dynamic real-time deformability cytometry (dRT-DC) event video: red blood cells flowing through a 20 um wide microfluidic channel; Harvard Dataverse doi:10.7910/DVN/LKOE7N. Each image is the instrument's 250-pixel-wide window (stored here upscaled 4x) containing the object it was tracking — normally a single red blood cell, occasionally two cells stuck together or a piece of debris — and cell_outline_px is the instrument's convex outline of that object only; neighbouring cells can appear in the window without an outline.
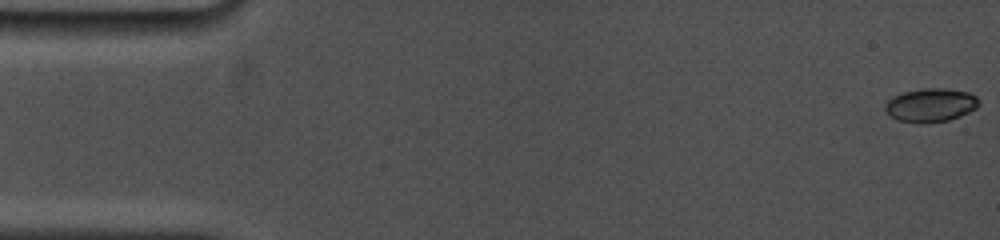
{"species": "common noctule bat (a hibernating species)", "species_latin": "Nyctalus noctula", "temperature_condition": "cold", "stored_images_in_passage": 11, "camera_frame_rate_fps": 5000, "um_per_image_px": 0.085, "animal": {"sex": "female", "body_mass_g": 19.0, "forearm_length_mm": 53.3}, "frame": {"image": 1, "passage_image": 1, "time_ms": 0.0, "image_size_px": [1000, 240], "cell_outline_px": [[980, 104], [976, 108], [960, 116], [948, 120], [896, 120], [888, 116], [884, 108], [884, 104], [892, 96], [904, 92], [924, 88], [944, 88], [968, 92], [976, 96], [980, 100]], "centroid_in_image_um": [79.11, 8.88], "position_along_channel_um": 5.9, "area_um2": 17.86}}
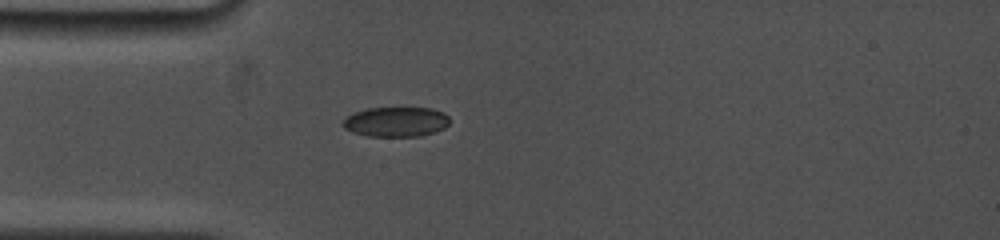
{"frame": {"image": 2, "passage_image": 7, "time_ms": 4.6, "image_size_px": [1000, 240], "cell_outline_px": [[448, 124], [444, 128], [420, 136], [368, 136], [352, 132], [344, 128], [340, 124], [352, 112], [368, 108], [432, 108], [444, 112], [448, 116]], "centroid_in_image_um": [33.63, 10.35], "position_along_channel_um": 51.4, "area_um2": 18.55}}
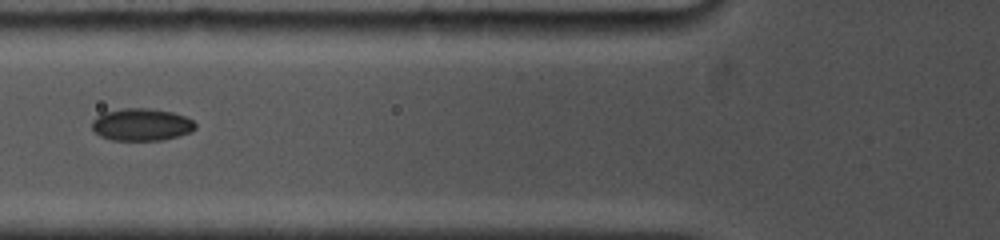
{"frame": {"image": 3, "passage_image": 10, "time_ms": 6.4, "image_size_px": [1000, 240], "cell_outline_px": [[196, 128], [192, 132], [164, 140], [112, 140], [100, 136], [92, 128], [92, 120], [96, 116], [104, 112], [124, 108], [148, 108], [172, 112], [184, 116], [192, 120], [196, 124]], "centroid_in_image_um": [12.03, 10.59], "position_along_channel_um": 113.8, "area_um2": 19.54}}